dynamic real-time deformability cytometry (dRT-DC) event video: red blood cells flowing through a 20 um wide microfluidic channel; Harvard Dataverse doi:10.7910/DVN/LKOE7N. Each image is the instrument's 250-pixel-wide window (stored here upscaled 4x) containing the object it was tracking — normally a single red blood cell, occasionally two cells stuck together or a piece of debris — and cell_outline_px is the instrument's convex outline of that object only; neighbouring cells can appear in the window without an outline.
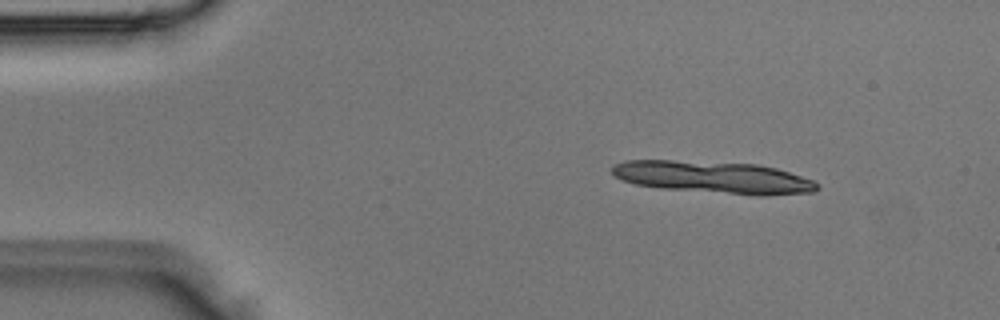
{"species": "Egyptian fruit bat (a non-hibernating species)", "species_latin": "Rousettus aegyptiacus", "temperature_condition": "room temperature", "stored_images_in_passage": 3, "camera_frame_rate_fps": 3000, "um_per_image_px": 0.085, "animal": {"sex": "male"}, "frame": {"image": 1, "passage_image": 1, "time_ms": 0.0, "image_size_px": [1000, 320], "cell_outline_px": [[820, 188], [816, 192], [728, 192], [660, 188], [636, 184], [624, 180], [616, 176], [612, 172], [612, 164], [624, 160], [672, 160], [760, 164], [776, 168], [812, 180], [820, 184]], "centroid_in_image_um": [60.5, 15.0], "position_along_channel_um": 24.5, "area_um2": 36.76}}
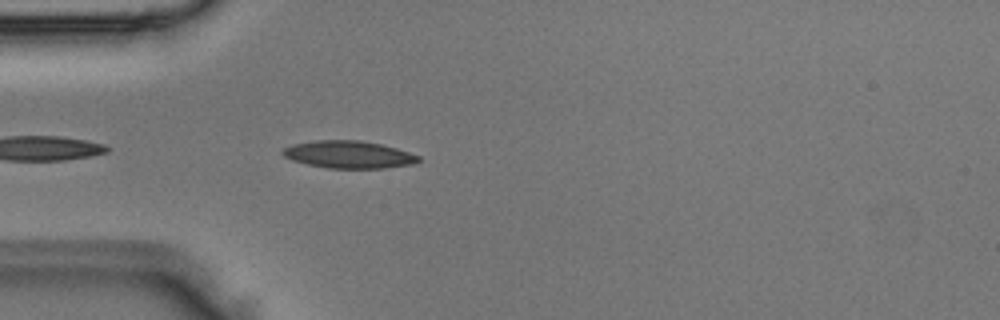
{"frame": {"image": 2, "passage_image": 3, "time_ms": 0.667, "image_size_px": [1000, 320], "cell_outline_px": [[420, 160], [412, 164], [384, 168], [328, 168], [308, 164], [292, 160], [284, 156], [280, 152], [284, 148], [292, 144], [316, 140], [360, 140], [380, 144], [396, 148], [420, 156]], "centroid_in_image_um": [29.62, 13.13], "position_along_channel_um": 55.4, "area_um2": 21.56}}